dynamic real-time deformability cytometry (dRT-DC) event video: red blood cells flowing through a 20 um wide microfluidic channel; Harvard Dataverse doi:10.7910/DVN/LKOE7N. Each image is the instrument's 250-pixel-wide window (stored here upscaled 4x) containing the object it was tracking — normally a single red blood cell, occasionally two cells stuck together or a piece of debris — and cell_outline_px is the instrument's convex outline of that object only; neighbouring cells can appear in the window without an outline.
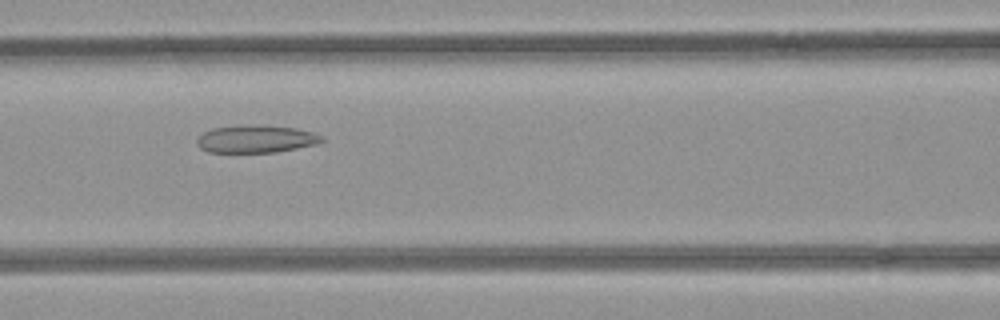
{"species": "common noctule bat (a hibernating species)", "species_latin": "Nyctalus noctula", "temperature_condition": "room temperature", "stored_images_in_passage": 35, "camera_frame_rate_fps": 3000, "um_per_image_px": 0.085, "animal": {"sex": "female", "body_mass_g": 21.9}, "frame": {"image": 1, "passage_image": 12, "time_ms": 3.667, "image_size_px": [1000, 320], "cell_outline_px": [[324, 140], [316, 144], [296, 148], [272, 152], [208, 152], [200, 148], [196, 144], [196, 140], [204, 132], [212, 128], [240, 124], [244, 124], [296, 128], [312, 132], [324, 136]], "centroid_in_image_um": [21.73, 11.8], "position_along_channel_um": 144.9, "area_um2": 20.06}}
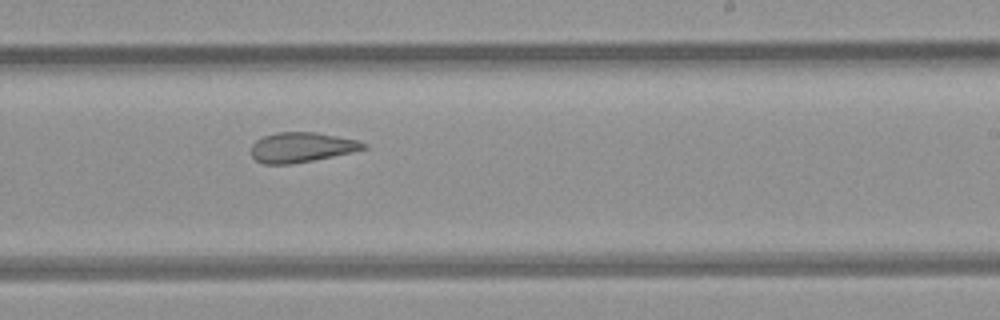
{"frame": {"image": 2, "passage_image": 21, "time_ms": 6.667, "image_size_px": [1000, 320], "cell_outline_px": [[368, 148], [352, 152], [292, 164], [264, 164], [256, 160], [252, 156], [252, 144], [256, 140], [264, 136], [276, 132], [316, 132], [356, 140], [368, 144]], "centroid_in_image_um": [25.63, 12.52], "position_along_channel_um": 263.4, "area_um2": 19.48}}
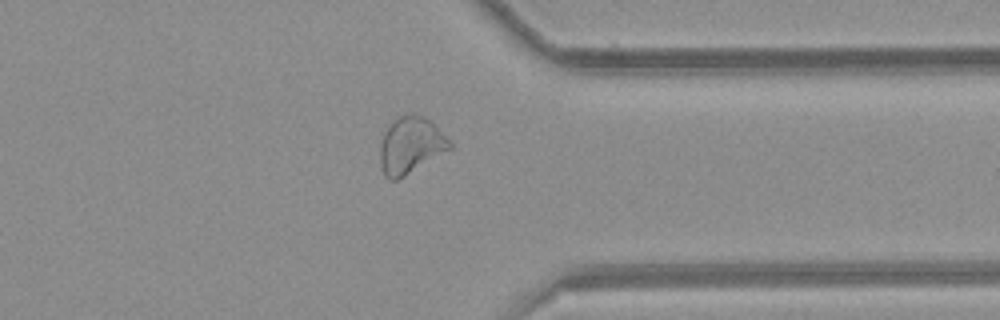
{"frame": {"image": 3, "passage_image": 30, "time_ms": 9.667, "image_size_px": [1000, 320], "cell_outline_px": [[452, 148], [396, 180], [388, 180], [384, 176], [380, 164], [380, 144], [384, 132], [392, 120], [400, 116], [412, 112], [428, 120], [452, 144]], "centroid_in_image_um": [34.84, 12.36], "position_along_channel_um": 376.6, "area_um2": 22.54}}